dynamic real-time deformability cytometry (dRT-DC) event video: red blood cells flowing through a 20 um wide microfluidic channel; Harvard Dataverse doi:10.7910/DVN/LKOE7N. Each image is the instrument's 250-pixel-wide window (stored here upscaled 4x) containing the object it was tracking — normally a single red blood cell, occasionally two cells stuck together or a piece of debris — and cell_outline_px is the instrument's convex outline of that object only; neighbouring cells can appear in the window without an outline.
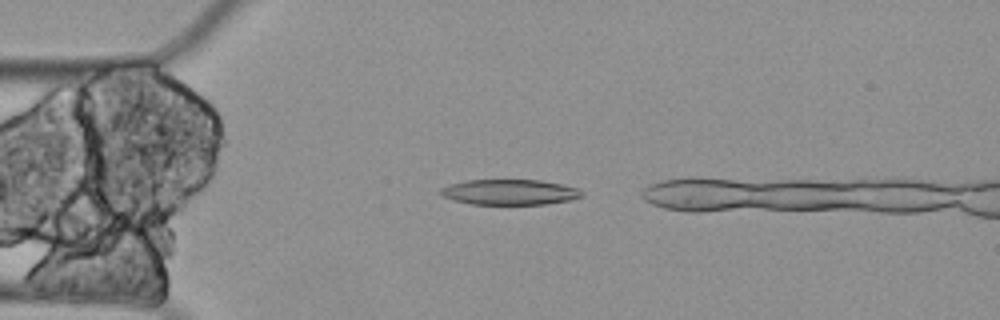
{"species": "Egyptian fruit bat (a non-hibernating species)", "species_latin": "Rousettus aegyptiacus", "temperature_condition": "cold", "stored_images_in_passage": 11, "camera_frame_rate_fps": 3000, "um_per_image_px": 0.085, "animal": {"sex": "female"}, "frame": {"image": 1, "passage_image": 4, "time_ms": 1.0, "image_size_px": [1000, 320], "cell_outline_px": [[584, 196], [572, 200], [544, 204], [468, 204], [452, 200], [436, 192], [440, 188], [448, 184], [464, 180], [540, 180], [560, 184], [576, 188], [584, 192]], "centroid_in_image_um": [43.27, 16.33], "position_along_channel_um": 41.7, "area_um2": 21.15}}
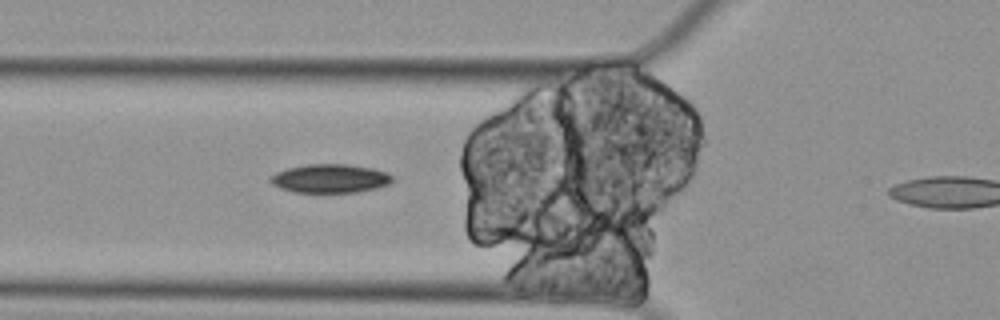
{"frame": {"image": 2, "passage_image": 10, "time_ms": 3.0, "image_size_px": [1000, 320], "cell_outline_px": [[392, 180], [388, 184], [376, 188], [356, 192], [292, 192], [280, 188], [272, 184], [268, 180], [268, 176], [276, 172], [288, 168], [308, 164], [348, 164], [372, 168], [388, 172], [392, 176]], "centroid_in_image_um": [28.02, 15.17], "position_along_channel_um": 97.8, "area_um2": 20.46}}